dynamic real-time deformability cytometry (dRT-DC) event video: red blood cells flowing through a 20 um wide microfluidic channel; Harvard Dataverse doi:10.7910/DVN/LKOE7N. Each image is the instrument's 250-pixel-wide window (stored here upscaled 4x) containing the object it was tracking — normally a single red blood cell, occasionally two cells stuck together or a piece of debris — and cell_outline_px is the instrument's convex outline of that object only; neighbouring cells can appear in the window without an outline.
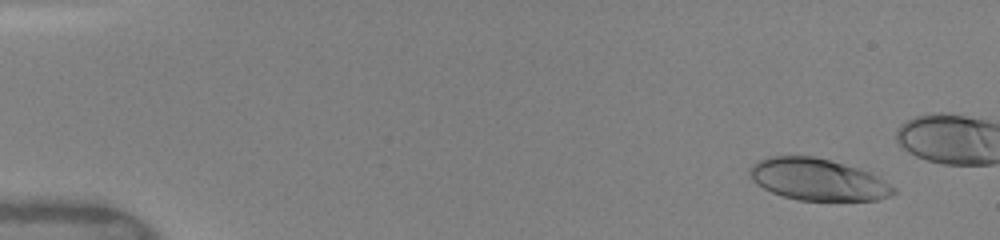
{"species": "human", "species_latin": "Homo sapiens", "temperature_condition": "warm", "stored_images_in_passage": 20, "camera_frame_rate_fps": 3000, "um_per_image_px": 0.085, "donor": {"sex": "female"}, "frame": {"image": 1, "passage_image": 4, "time_ms": 1.0, "image_size_px": [1000, 240], "cell_outline_px": [[896, 192], [892, 196], [876, 200], [796, 200], [772, 192], [756, 184], [752, 180], [748, 172], [748, 168], [752, 164], [768, 156], [812, 156], [828, 160], [856, 168], [868, 172], [876, 176], [896, 188]], "centroid_in_image_um": [69.48, 15.26], "position_along_channel_um": 15.5, "area_um2": 34.74}}
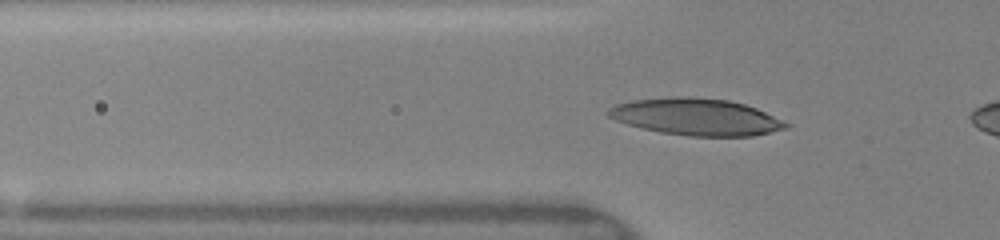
{"frame": {"image": 2, "passage_image": 17, "time_ms": 5.333, "image_size_px": [1000, 240], "cell_outline_px": [[792, 124], [788, 128], [752, 136], [688, 136], [660, 132], [628, 124], [616, 120], [608, 116], [608, 108], [616, 104], [632, 100], [668, 96], [688, 96], [728, 100], [744, 104], [756, 108], [784, 120]], "centroid_in_image_um": [59.2, 9.92], "position_along_channel_um": 66.6, "area_um2": 38.26}}